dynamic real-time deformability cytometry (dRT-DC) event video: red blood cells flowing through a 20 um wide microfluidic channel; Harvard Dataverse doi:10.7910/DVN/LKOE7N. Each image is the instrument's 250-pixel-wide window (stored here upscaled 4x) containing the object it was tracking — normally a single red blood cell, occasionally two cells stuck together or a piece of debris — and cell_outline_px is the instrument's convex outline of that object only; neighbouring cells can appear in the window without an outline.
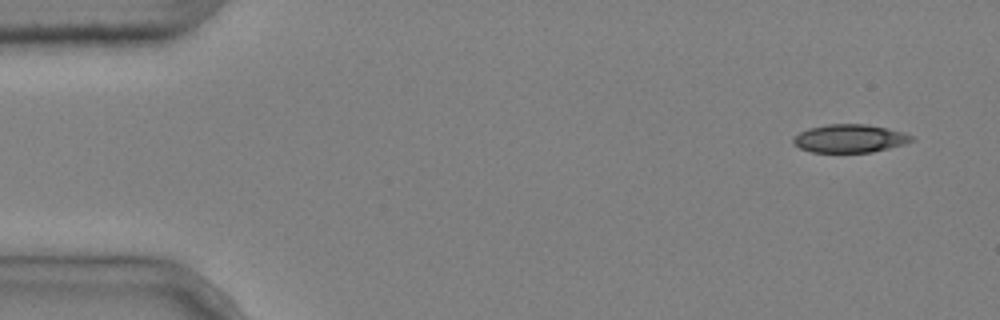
{"species": "common noctule bat (a hibernating species)", "species_latin": "Nyctalus noctula", "temperature_condition": "cold", "stored_images_in_passage": 5, "camera_frame_rate_fps": 3000, "um_per_image_px": 0.085, "animal": {"sex": "male", "body_mass_g": 20.4}, "frame": {"image": 1, "passage_image": 1, "time_ms": 0.0, "image_size_px": [1000, 320], "cell_outline_px": [[916, 140], [904, 144], [872, 152], [812, 152], [800, 148], [792, 144], [792, 140], [800, 132], [808, 128], [828, 124], [864, 124], [888, 128], [904, 132], [916, 136]], "centroid_in_image_um": [72.27, 11.77], "position_along_channel_um": 12.7, "area_um2": 19.54}}
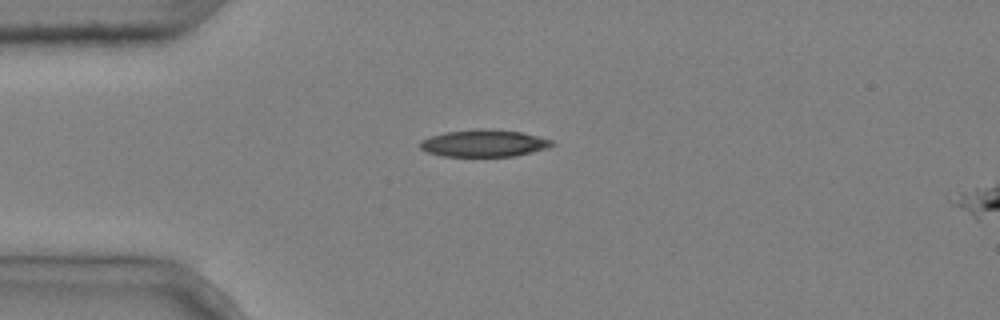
{"frame": {"image": 2, "passage_image": 4, "time_ms": 1.0, "image_size_px": [1000, 320], "cell_outline_px": [[556, 144], [548, 148], [532, 152], [512, 156], [444, 156], [424, 152], [420, 148], [420, 140], [444, 132], [476, 128], [488, 128], [520, 132], [552, 140]], "centroid_in_image_um": [41.11, 12.17], "position_along_channel_um": 43.9, "area_um2": 20.92}}